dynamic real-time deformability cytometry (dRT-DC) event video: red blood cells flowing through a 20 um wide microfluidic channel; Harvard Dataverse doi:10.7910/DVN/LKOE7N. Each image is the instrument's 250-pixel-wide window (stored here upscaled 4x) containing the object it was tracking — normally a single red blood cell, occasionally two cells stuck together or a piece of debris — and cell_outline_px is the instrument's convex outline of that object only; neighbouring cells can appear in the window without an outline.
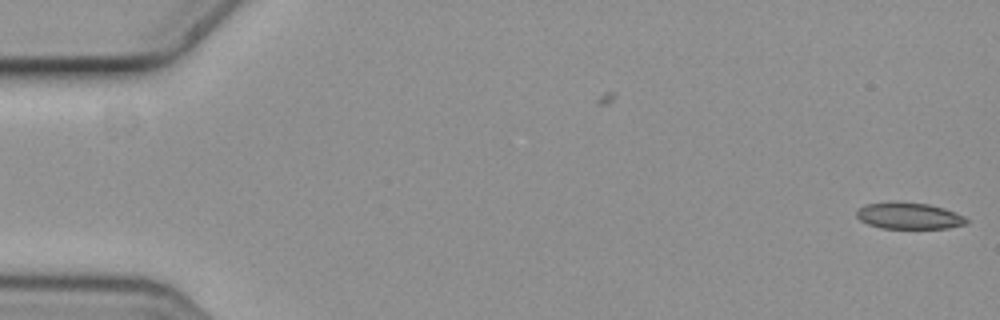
{"species": "common noctule bat (a hibernating species)", "species_latin": "Nyctalus noctula", "temperature_condition": "cold", "stored_images_in_passage": 5, "segment_of_instrument_passage": [3, 3], "camera_frame_rate_fps": 3000, "um_per_image_px": 0.085, "animal": {"sex": "female", "body_mass_g": 19.3, "forearm_length_mm": 54.1}, "frame": {"image": 1, "passage_image": 5, "time_ms": 1.333, "image_size_px": [1000, 320], "cell_outline_px": [[968, 224], [948, 228], [880, 228], [868, 224], [860, 220], [856, 216], [856, 212], [864, 204], [892, 200], [896, 200], [928, 204], [944, 208], [964, 216], [968, 220]], "centroid_in_image_um": [77.24, 18.32], "position_along_channel_um": 7.8, "area_um2": 17.28}}